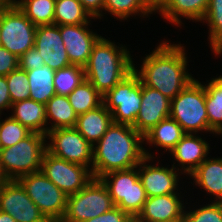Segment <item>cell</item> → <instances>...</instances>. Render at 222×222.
I'll list each match as a JSON object with an SVG mask.
<instances>
[{
	"mask_svg": "<svg viewBox=\"0 0 222 222\" xmlns=\"http://www.w3.org/2000/svg\"><path fill=\"white\" fill-rule=\"evenodd\" d=\"M143 142V135L133 126L113 122L93 145V177L99 179L111 171L137 167L146 156L154 158L143 148Z\"/></svg>",
	"mask_w": 222,
	"mask_h": 222,
	"instance_id": "cell-1",
	"label": "cell"
},
{
	"mask_svg": "<svg viewBox=\"0 0 222 222\" xmlns=\"http://www.w3.org/2000/svg\"><path fill=\"white\" fill-rule=\"evenodd\" d=\"M162 42L150 55H146L140 71L135 65L133 70L143 85L158 90L172 100L194 78L186 70L185 48L181 44Z\"/></svg>",
	"mask_w": 222,
	"mask_h": 222,
	"instance_id": "cell-2",
	"label": "cell"
},
{
	"mask_svg": "<svg viewBox=\"0 0 222 222\" xmlns=\"http://www.w3.org/2000/svg\"><path fill=\"white\" fill-rule=\"evenodd\" d=\"M133 65L126 47L101 36L84 66L85 79L103 96L133 71Z\"/></svg>",
	"mask_w": 222,
	"mask_h": 222,
	"instance_id": "cell-3",
	"label": "cell"
},
{
	"mask_svg": "<svg viewBox=\"0 0 222 222\" xmlns=\"http://www.w3.org/2000/svg\"><path fill=\"white\" fill-rule=\"evenodd\" d=\"M46 135L31 132L27 137L8 148L0 149V166L5 180L41 171L47 151Z\"/></svg>",
	"mask_w": 222,
	"mask_h": 222,
	"instance_id": "cell-4",
	"label": "cell"
},
{
	"mask_svg": "<svg viewBox=\"0 0 222 222\" xmlns=\"http://www.w3.org/2000/svg\"><path fill=\"white\" fill-rule=\"evenodd\" d=\"M185 133L209 131L215 133L208 123L205 104V86L194 79L177 94L170 104V115Z\"/></svg>",
	"mask_w": 222,
	"mask_h": 222,
	"instance_id": "cell-5",
	"label": "cell"
},
{
	"mask_svg": "<svg viewBox=\"0 0 222 222\" xmlns=\"http://www.w3.org/2000/svg\"><path fill=\"white\" fill-rule=\"evenodd\" d=\"M136 168L138 166L111 171L99 178L107 187L113 204L133 218L138 216L148 198Z\"/></svg>",
	"mask_w": 222,
	"mask_h": 222,
	"instance_id": "cell-6",
	"label": "cell"
},
{
	"mask_svg": "<svg viewBox=\"0 0 222 222\" xmlns=\"http://www.w3.org/2000/svg\"><path fill=\"white\" fill-rule=\"evenodd\" d=\"M115 205L107 187L93 178L76 194L67 196L66 212L60 222H84L108 212Z\"/></svg>",
	"mask_w": 222,
	"mask_h": 222,
	"instance_id": "cell-7",
	"label": "cell"
},
{
	"mask_svg": "<svg viewBox=\"0 0 222 222\" xmlns=\"http://www.w3.org/2000/svg\"><path fill=\"white\" fill-rule=\"evenodd\" d=\"M114 123L133 125L140 111L142 83L134 70L103 95Z\"/></svg>",
	"mask_w": 222,
	"mask_h": 222,
	"instance_id": "cell-8",
	"label": "cell"
},
{
	"mask_svg": "<svg viewBox=\"0 0 222 222\" xmlns=\"http://www.w3.org/2000/svg\"><path fill=\"white\" fill-rule=\"evenodd\" d=\"M36 28L11 0L0 11L1 47L20 57L34 47Z\"/></svg>",
	"mask_w": 222,
	"mask_h": 222,
	"instance_id": "cell-9",
	"label": "cell"
},
{
	"mask_svg": "<svg viewBox=\"0 0 222 222\" xmlns=\"http://www.w3.org/2000/svg\"><path fill=\"white\" fill-rule=\"evenodd\" d=\"M17 181L48 220H62L66 212L67 195L42 171L21 176Z\"/></svg>",
	"mask_w": 222,
	"mask_h": 222,
	"instance_id": "cell-10",
	"label": "cell"
},
{
	"mask_svg": "<svg viewBox=\"0 0 222 222\" xmlns=\"http://www.w3.org/2000/svg\"><path fill=\"white\" fill-rule=\"evenodd\" d=\"M41 171L67 196L76 194L94 178L91 168L60 159L48 151L43 156Z\"/></svg>",
	"mask_w": 222,
	"mask_h": 222,
	"instance_id": "cell-11",
	"label": "cell"
},
{
	"mask_svg": "<svg viewBox=\"0 0 222 222\" xmlns=\"http://www.w3.org/2000/svg\"><path fill=\"white\" fill-rule=\"evenodd\" d=\"M46 137L51 143L47 151L68 162L77 163L92 169L93 145L75 127L58 128L48 131Z\"/></svg>",
	"mask_w": 222,
	"mask_h": 222,
	"instance_id": "cell-12",
	"label": "cell"
},
{
	"mask_svg": "<svg viewBox=\"0 0 222 222\" xmlns=\"http://www.w3.org/2000/svg\"><path fill=\"white\" fill-rule=\"evenodd\" d=\"M0 211L16 222H48L17 180H5L0 187Z\"/></svg>",
	"mask_w": 222,
	"mask_h": 222,
	"instance_id": "cell-13",
	"label": "cell"
},
{
	"mask_svg": "<svg viewBox=\"0 0 222 222\" xmlns=\"http://www.w3.org/2000/svg\"><path fill=\"white\" fill-rule=\"evenodd\" d=\"M34 46L51 69L56 71L72 65L63 44L60 26L56 24L37 26Z\"/></svg>",
	"mask_w": 222,
	"mask_h": 222,
	"instance_id": "cell-14",
	"label": "cell"
},
{
	"mask_svg": "<svg viewBox=\"0 0 222 222\" xmlns=\"http://www.w3.org/2000/svg\"><path fill=\"white\" fill-rule=\"evenodd\" d=\"M89 23L60 26V34L72 65L84 67L92 48L101 37L88 29Z\"/></svg>",
	"mask_w": 222,
	"mask_h": 222,
	"instance_id": "cell-15",
	"label": "cell"
},
{
	"mask_svg": "<svg viewBox=\"0 0 222 222\" xmlns=\"http://www.w3.org/2000/svg\"><path fill=\"white\" fill-rule=\"evenodd\" d=\"M171 100L161 92L142 84V101L139 114L132 125L144 135L170 115Z\"/></svg>",
	"mask_w": 222,
	"mask_h": 222,
	"instance_id": "cell-16",
	"label": "cell"
},
{
	"mask_svg": "<svg viewBox=\"0 0 222 222\" xmlns=\"http://www.w3.org/2000/svg\"><path fill=\"white\" fill-rule=\"evenodd\" d=\"M150 159L152 158L146 156L138 165L139 179L142 182L147 197L177 193L175 190H177L179 180L174 164L170 169L168 167L146 165Z\"/></svg>",
	"mask_w": 222,
	"mask_h": 222,
	"instance_id": "cell-17",
	"label": "cell"
},
{
	"mask_svg": "<svg viewBox=\"0 0 222 222\" xmlns=\"http://www.w3.org/2000/svg\"><path fill=\"white\" fill-rule=\"evenodd\" d=\"M179 193L148 197L141 212L133 221L178 222L183 221L184 204Z\"/></svg>",
	"mask_w": 222,
	"mask_h": 222,
	"instance_id": "cell-18",
	"label": "cell"
},
{
	"mask_svg": "<svg viewBox=\"0 0 222 222\" xmlns=\"http://www.w3.org/2000/svg\"><path fill=\"white\" fill-rule=\"evenodd\" d=\"M209 148V144L201 136L186 133L170 154L182 166L183 173L190 175L206 159Z\"/></svg>",
	"mask_w": 222,
	"mask_h": 222,
	"instance_id": "cell-19",
	"label": "cell"
},
{
	"mask_svg": "<svg viewBox=\"0 0 222 222\" xmlns=\"http://www.w3.org/2000/svg\"><path fill=\"white\" fill-rule=\"evenodd\" d=\"M209 0H158L156 3V11L163 15L170 23L181 25V17L202 21Z\"/></svg>",
	"mask_w": 222,
	"mask_h": 222,
	"instance_id": "cell-20",
	"label": "cell"
},
{
	"mask_svg": "<svg viewBox=\"0 0 222 222\" xmlns=\"http://www.w3.org/2000/svg\"><path fill=\"white\" fill-rule=\"evenodd\" d=\"M112 123V115L102 103L98 107L78 115L75 128L91 145H94Z\"/></svg>",
	"mask_w": 222,
	"mask_h": 222,
	"instance_id": "cell-21",
	"label": "cell"
},
{
	"mask_svg": "<svg viewBox=\"0 0 222 222\" xmlns=\"http://www.w3.org/2000/svg\"><path fill=\"white\" fill-rule=\"evenodd\" d=\"M10 108L14 109L10 117L20 122L29 131L47 135L45 104L27 99L12 103Z\"/></svg>",
	"mask_w": 222,
	"mask_h": 222,
	"instance_id": "cell-22",
	"label": "cell"
},
{
	"mask_svg": "<svg viewBox=\"0 0 222 222\" xmlns=\"http://www.w3.org/2000/svg\"><path fill=\"white\" fill-rule=\"evenodd\" d=\"M190 176L195 185L215 196L216 202H222V158H206Z\"/></svg>",
	"mask_w": 222,
	"mask_h": 222,
	"instance_id": "cell-23",
	"label": "cell"
},
{
	"mask_svg": "<svg viewBox=\"0 0 222 222\" xmlns=\"http://www.w3.org/2000/svg\"><path fill=\"white\" fill-rule=\"evenodd\" d=\"M29 81V93L31 100L46 104L54 96V75L55 70L44 64L40 68L26 70Z\"/></svg>",
	"mask_w": 222,
	"mask_h": 222,
	"instance_id": "cell-24",
	"label": "cell"
},
{
	"mask_svg": "<svg viewBox=\"0 0 222 222\" xmlns=\"http://www.w3.org/2000/svg\"><path fill=\"white\" fill-rule=\"evenodd\" d=\"M186 133L171 117L160 121L143 135L144 141L171 151Z\"/></svg>",
	"mask_w": 222,
	"mask_h": 222,
	"instance_id": "cell-25",
	"label": "cell"
},
{
	"mask_svg": "<svg viewBox=\"0 0 222 222\" xmlns=\"http://www.w3.org/2000/svg\"><path fill=\"white\" fill-rule=\"evenodd\" d=\"M47 124L48 120L52 119L51 127H48V131L58 129L75 127L78 115L73 110L70 104L68 96L55 94L45 104Z\"/></svg>",
	"mask_w": 222,
	"mask_h": 222,
	"instance_id": "cell-26",
	"label": "cell"
},
{
	"mask_svg": "<svg viewBox=\"0 0 222 222\" xmlns=\"http://www.w3.org/2000/svg\"><path fill=\"white\" fill-rule=\"evenodd\" d=\"M205 104L209 127L215 134H222V76L205 84Z\"/></svg>",
	"mask_w": 222,
	"mask_h": 222,
	"instance_id": "cell-27",
	"label": "cell"
},
{
	"mask_svg": "<svg viewBox=\"0 0 222 222\" xmlns=\"http://www.w3.org/2000/svg\"><path fill=\"white\" fill-rule=\"evenodd\" d=\"M103 10L124 20L137 13L142 17L148 16L156 11V3L153 0H104Z\"/></svg>",
	"mask_w": 222,
	"mask_h": 222,
	"instance_id": "cell-28",
	"label": "cell"
},
{
	"mask_svg": "<svg viewBox=\"0 0 222 222\" xmlns=\"http://www.w3.org/2000/svg\"><path fill=\"white\" fill-rule=\"evenodd\" d=\"M25 16L35 25L54 24L55 1L53 0H12Z\"/></svg>",
	"mask_w": 222,
	"mask_h": 222,
	"instance_id": "cell-29",
	"label": "cell"
},
{
	"mask_svg": "<svg viewBox=\"0 0 222 222\" xmlns=\"http://www.w3.org/2000/svg\"><path fill=\"white\" fill-rule=\"evenodd\" d=\"M69 101L77 115L86 113L103 103V96L85 79L69 95Z\"/></svg>",
	"mask_w": 222,
	"mask_h": 222,
	"instance_id": "cell-30",
	"label": "cell"
},
{
	"mask_svg": "<svg viewBox=\"0 0 222 222\" xmlns=\"http://www.w3.org/2000/svg\"><path fill=\"white\" fill-rule=\"evenodd\" d=\"M92 18L79 0H58L55 3L54 24L78 25L90 23Z\"/></svg>",
	"mask_w": 222,
	"mask_h": 222,
	"instance_id": "cell-31",
	"label": "cell"
},
{
	"mask_svg": "<svg viewBox=\"0 0 222 222\" xmlns=\"http://www.w3.org/2000/svg\"><path fill=\"white\" fill-rule=\"evenodd\" d=\"M203 20L208 22L209 41L214 54H222V0H209Z\"/></svg>",
	"mask_w": 222,
	"mask_h": 222,
	"instance_id": "cell-32",
	"label": "cell"
},
{
	"mask_svg": "<svg viewBox=\"0 0 222 222\" xmlns=\"http://www.w3.org/2000/svg\"><path fill=\"white\" fill-rule=\"evenodd\" d=\"M84 80L85 71L82 66L69 65L56 70L54 75L55 93L68 96Z\"/></svg>",
	"mask_w": 222,
	"mask_h": 222,
	"instance_id": "cell-33",
	"label": "cell"
},
{
	"mask_svg": "<svg viewBox=\"0 0 222 222\" xmlns=\"http://www.w3.org/2000/svg\"><path fill=\"white\" fill-rule=\"evenodd\" d=\"M29 131L20 122L8 117L2 122L0 121V144L1 148H8L27 137Z\"/></svg>",
	"mask_w": 222,
	"mask_h": 222,
	"instance_id": "cell-34",
	"label": "cell"
},
{
	"mask_svg": "<svg viewBox=\"0 0 222 222\" xmlns=\"http://www.w3.org/2000/svg\"><path fill=\"white\" fill-rule=\"evenodd\" d=\"M6 79L12 103L30 98V85L26 70L18 67L10 72Z\"/></svg>",
	"mask_w": 222,
	"mask_h": 222,
	"instance_id": "cell-35",
	"label": "cell"
},
{
	"mask_svg": "<svg viewBox=\"0 0 222 222\" xmlns=\"http://www.w3.org/2000/svg\"><path fill=\"white\" fill-rule=\"evenodd\" d=\"M184 222H222V202L214 201L207 206L184 213Z\"/></svg>",
	"mask_w": 222,
	"mask_h": 222,
	"instance_id": "cell-36",
	"label": "cell"
},
{
	"mask_svg": "<svg viewBox=\"0 0 222 222\" xmlns=\"http://www.w3.org/2000/svg\"><path fill=\"white\" fill-rule=\"evenodd\" d=\"M133 220L134 218L129 213L115 206L108 212L84 222H133Z\"/></svg>",
	"mask_w": 222,
	"mask_h": 222,
	"instance_id": "cell-37",
	"label": "cell"
},
{
	"mask_svg": "<svg viewBox=\"0 0 222 222\" xmlns=\"http://www.w3.org/2000/svg\"><path fill=\"white\" fill-rule=\"evenodd\" d=\"M19 67L24 70H32L42 67L45 62L40 56L37 48L32 47L26 53L21 55L19 58Z\"/></svg>",
	"mask_w": 222,
	"mask_h": 222,
	"instance_id": "cell-38",
	"label": "cell"
},
{
	"mask_svg": "<svg viewBox=\"0 0 222 222\" xmlns=\"http://www.w3.org/2000/svg\"><path fill=\"white\" fill-rule=\"evenodd\" d=\"M18 58L6 48L0 47V76H7L10 72L18 68Z\"/></svg>",
	"mask_w": 222,
	"mask_h": 222,
	"instance_id": "cell-39",
	"label": "cell"
},
{
	"mask_svg": "<svg viewBox=\"0 0 222 222\" xmlns=\"http://www.w3.org/2000/svg\"><path fill=\"white\" fill-rule=\"evenodd\" d=\"M89 15L94 18H101L104 7V0H79ZM102 9V10H101Z\"/></svg>",
	"mask_w": 222,
	"mask_h": 222,
	"instance_id": "cell-40",
	"label": "cell"
},
{
	"mask_svg": "<svg viewBox=\"0 0 222 222\" xmlns=\"http://www.w3.org/2000/svg\"><path fill=\"white\" fill-rule=\"evenodd\" d=\"M11 104L6 76H0V114L2 110L9 109Z\"/></svg>",
	"mask_w": 222,
	"mask_h": 222,
	"instance_id": "cell-41",
	"label": "cell"
},
{
	"mask_svg": "<svg viewBox=\"0 0 222 222\" xmlns=\"http://www.w3.org/2000/svg\"><path fill=\"white\" fill-rule=\"evenodd\" d=\"M0 222H16L8 213L0 211Z\"/></svg>",
	"mask_w": 222,
	"mask_h": 222,
	"instance_id": "cell-42",
	"label": "cell"
},
{
	"mask_svg": "<svg viewBox=\"0 0 222 222\" xmlns=\"http://www.w3.org/2000/svg\"><path fill=\"white\" fill-rule=\"evenodd\" d=\"M11 0H0V11L10 2Z\"/></svg>",
	"mask_w": 222,
	"mask_h": 222,
	"instance_id": "cell-43",
	"label": "cell"
},
{
	"mask_svg": "<svg viewBox=\"0 0 222 222\" xmlns=\"http://www.w3.org/2000/svg\"><path fill=\"white\" fill-rule=\"evenodd\" d=\"M0 181H5L1 166H0Z\"/></svg>",
	"mask_w": 222,
	"mask_h": 222,
	"instance_id": "cell-44",
	"label": "cell"
}]
</instances>
